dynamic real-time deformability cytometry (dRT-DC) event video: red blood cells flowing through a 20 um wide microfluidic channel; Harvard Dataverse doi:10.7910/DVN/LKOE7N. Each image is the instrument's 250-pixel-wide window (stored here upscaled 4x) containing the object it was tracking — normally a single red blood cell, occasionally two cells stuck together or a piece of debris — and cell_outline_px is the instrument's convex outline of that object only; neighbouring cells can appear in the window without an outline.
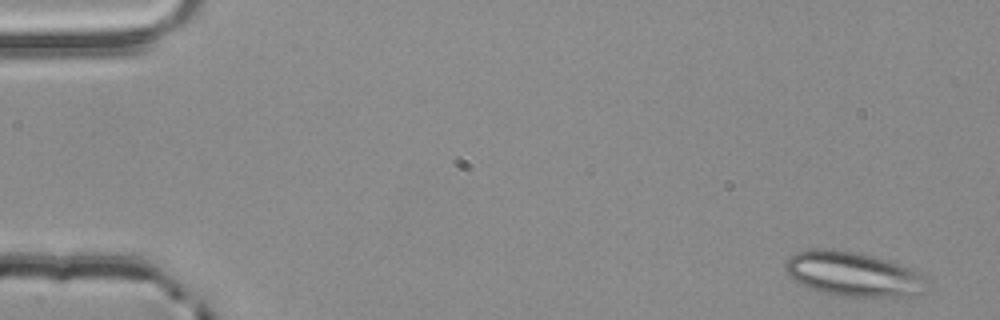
{"species": "common noctule bat (a hibernating species)", "species_latin": "Nyctalus noctula", "temperature_condition": "room temperature", "stored_images_in_passage": 4, "camera_frame_rate_fps": 3000, "um_per_image_px": 0.085, "animal": {"sex": "male", "body_mass_g": 20.4}, "frame": {"image": 1, "passage_image": 1, "time_ms": 0.0, "image_size_px": [1000, 320], "cell_outline_px": [[924, 292], [920, 296], [836, 296], [820, 292], [808, 288], [792, 280], [788, 276], [784, 268], [784, 264], [796, 252], [812, 248], [836, 248], [876, 256], [900, 264], [920, 272]], "centroid_in_image_um": [72.44, 23.28], "position_along_channel_um": 12.6, "area_um2": 36.93}}